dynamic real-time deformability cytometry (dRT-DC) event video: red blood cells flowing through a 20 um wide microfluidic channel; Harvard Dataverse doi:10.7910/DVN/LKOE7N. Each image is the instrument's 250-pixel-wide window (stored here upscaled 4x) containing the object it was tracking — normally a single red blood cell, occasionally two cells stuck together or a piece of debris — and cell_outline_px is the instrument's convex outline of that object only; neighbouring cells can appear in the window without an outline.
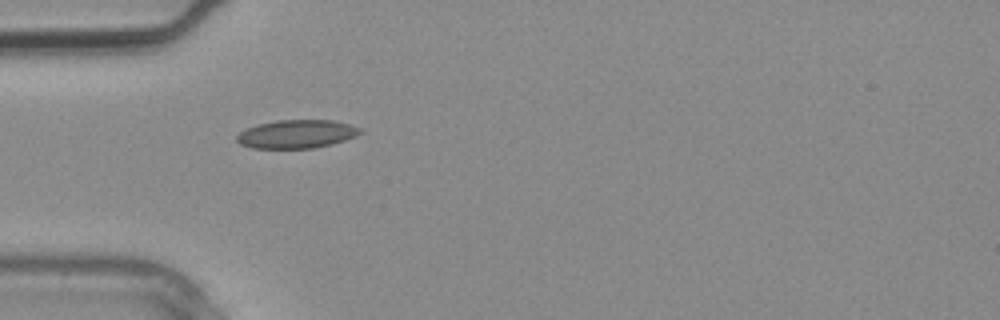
{"species": "common noctule bat (a hibernating species)", "species_latin": "Nyctalus noctula", "temperature_condition": "warm", "stored_images_in_passage": 1, "camera_frame_rate_fps": 3000, "um_per_image_px": 0.085, "animal": {"sex": "male", "body_mass_g": 20.4}, "frame": {"image": 1, "passage_image": 1, "time_ms": 0.0, "image_size_px": [1000, 320], "cell_outline_px": [[364, 132], [356, 136], [332, 144], [312, 148], [252, 148], [240, 144], [236, 140], [236, 136], [240, 132], [248, 128], [260, 124], [276, 120], [332, 120], [348, 124], [360, 128]], "centroid_in_image_um": [25.22, 11.39], "position_along_channel_um": 59.8, "area_um2": 20.29}}